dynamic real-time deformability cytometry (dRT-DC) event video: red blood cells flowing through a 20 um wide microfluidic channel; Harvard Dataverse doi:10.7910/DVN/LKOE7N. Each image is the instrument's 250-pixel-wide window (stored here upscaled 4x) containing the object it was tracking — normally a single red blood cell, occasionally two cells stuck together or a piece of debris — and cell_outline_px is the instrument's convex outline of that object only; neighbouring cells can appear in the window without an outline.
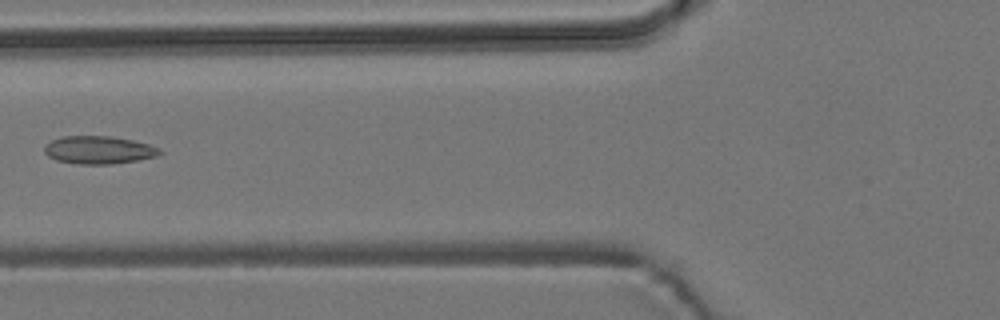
{"species": "common noctule bat (a hibernating species)", "species_latin": "Nyctalus noctula", "temperature_condition": "room temperature", "stored_images_in_passage": 3, "camera_frame_rate_fps": 3000, "um_per_image_px": 0.085, "animal": {"sex": "male", "body_mass_g": 19.2, "forearm_length_mm": 51.8}, "frame": {"image": 1, "passage_image": 3, "time_ms": 2.333, "image_size_px": [1000, 320], "cell_outline_px": [[164, 152], [156, 156], [136, 160], [112, 164], [76, 164], [56, 160], [48, 156], [44, 152], [44, 148], [52, 140], [64, 136], [112, 136], [132, 140], [148, 144], [160, 148]], "centroid_in_image_um": [8.4, 12.75], "position_along_channel_um": 117.4, "area_um2": 18.67}}